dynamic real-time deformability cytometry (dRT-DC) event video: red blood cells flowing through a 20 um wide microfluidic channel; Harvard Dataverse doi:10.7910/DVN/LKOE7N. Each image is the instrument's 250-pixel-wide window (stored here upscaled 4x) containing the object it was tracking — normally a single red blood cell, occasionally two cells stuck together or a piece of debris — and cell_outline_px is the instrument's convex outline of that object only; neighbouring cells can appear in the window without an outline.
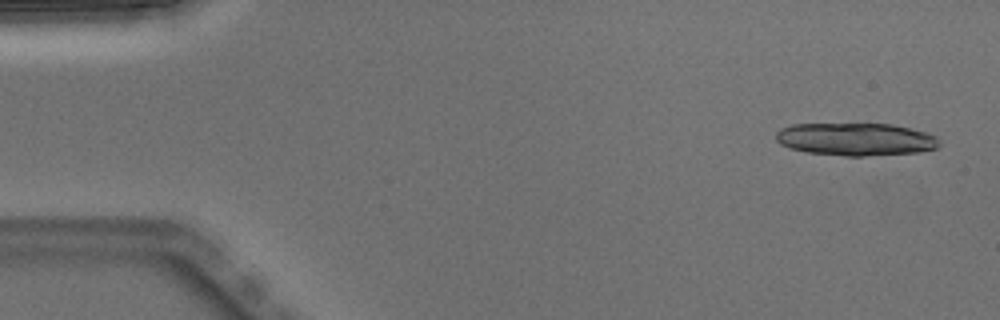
{"species": "Egyptian fruit bat (a non-hibernating species)", "species_latin": "Rousettus aegyptiacus", "temperature_condition": "warm", "stored_images_in_passage": 6, "camera_frame_rate_fps": 3000, "um_per_image_px": 0.085, "animal": {"sex": "male"}, "frame": {"image": 1, "passage_image": 1, "time_ms": 0.0, "image_size_px": [1000, 320], "cell_outline_px": [[940, 144], [936, 148], [920, 152], [864, 156], [848, 156], [808, 152], [792, 148], [780, 144], [776, 140], [776, 132], [780, 128], [792, 124], [892, 124], [912, 128], [928, 132], [936, 136], [940, 140]], "centroid_in_image_um": [72.78, 11.83], "position_along_channel_um": 12.2, "area_um2": 31.27}}